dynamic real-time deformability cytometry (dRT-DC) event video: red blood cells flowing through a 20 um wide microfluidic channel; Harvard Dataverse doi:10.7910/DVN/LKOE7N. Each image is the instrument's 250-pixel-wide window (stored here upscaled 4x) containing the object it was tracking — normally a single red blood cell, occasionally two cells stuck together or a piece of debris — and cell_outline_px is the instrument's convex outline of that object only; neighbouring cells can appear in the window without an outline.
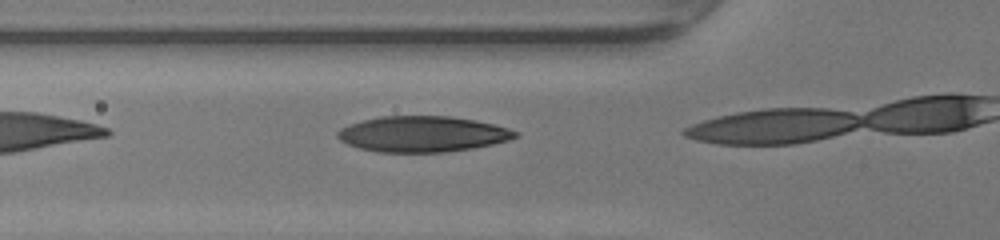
{"species": "human", "species_latin": "Homo sapiens", "temperature_condition": "warm", "stored_images_in_passage": 5, "camera_frame_rate_fps": 3000, "um_per_image_px": 0.085, "donor": {"sex": "female"}, "frame": {"image": 1, "passage_image": 4, "time_ms": 1.0, "image_size_px": [1000, 240], "cell_outline_px": [[520, 136], [508, 140], [492, 144], [472, 148], [444, 152], [380, 152], [360, 148], [348, 144], [340, 140], [336, 136], [336, 132], [340, 128], [348, 124], [380, 116], [448, 116], [476, 120], [508, 128], [516, 132]], "centroid_in_image_um": [35.89, 11.39], "position_along_channel_um": 89.9, "area_um2": 36.93}}